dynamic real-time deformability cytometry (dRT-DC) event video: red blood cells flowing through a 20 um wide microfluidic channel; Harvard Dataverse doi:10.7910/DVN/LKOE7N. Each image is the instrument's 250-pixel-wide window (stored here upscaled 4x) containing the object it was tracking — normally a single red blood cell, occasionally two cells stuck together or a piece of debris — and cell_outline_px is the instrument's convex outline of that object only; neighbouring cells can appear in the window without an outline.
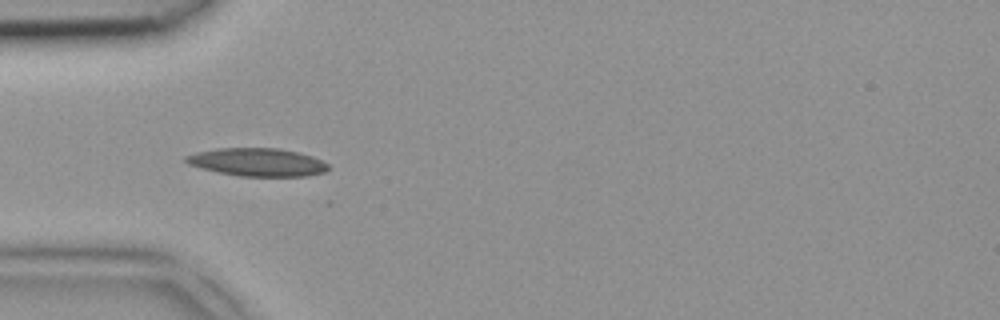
{"species": "common noctule bat (a hibernating species)", "species_latin": "Nyctalus noctula", "temperature_condition": "room temperature", "stored_images_in_passage": 5, "camera_frame_rate_fps": 3000, "um_per_image_px": 0.085, "animal": {"sex": "female", "body_mass_g": 18.4}, "frame": {"image": 1, "passage_image": 5, "time_ms": 1.333, "image_size_px": [1000, 320], "cell_outline_px": [[328, 168], [324, 172], [308, 176], [240, 176], [216, 172], [188, 164], [184, 160], [184, 156], [196, 152], [216, 148], [280, 148], [312, 156], [328, 164]], "centroid_in_image_um": [21.84, 13.78], "position_along_channel_um": 63.2, "area_um2": 23.24}}